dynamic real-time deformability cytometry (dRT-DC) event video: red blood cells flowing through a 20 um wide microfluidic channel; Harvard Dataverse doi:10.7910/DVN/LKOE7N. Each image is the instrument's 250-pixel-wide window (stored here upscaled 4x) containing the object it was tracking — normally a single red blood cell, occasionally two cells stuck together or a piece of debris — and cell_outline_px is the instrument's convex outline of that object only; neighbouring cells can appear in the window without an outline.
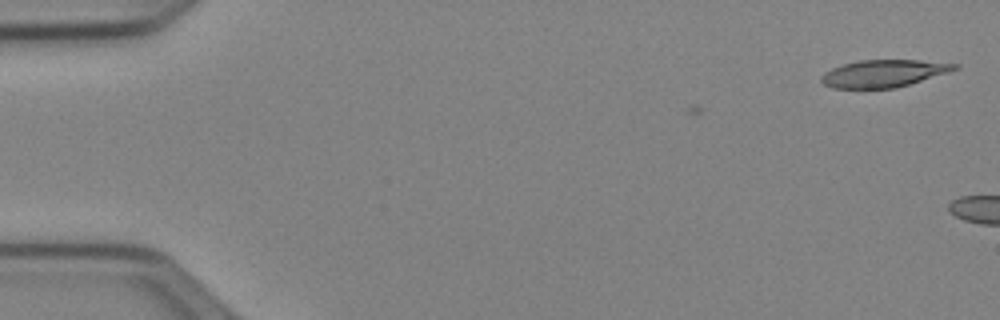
{"species": "Egyptian fruit bat (a non-hibernating species)", "species_latin": "Rousettus aegyptiacus", "temperature_condition": "cold", "stored_images_in_passage": 3, "camera_frame_rate_fps": 3000, "um_per_image_px": 0.085, "animal": {"sex": "female"}, "frame": {"image": 1, "passage_image": 1, "time_ms": 0.0, "image_size_px": [1000, 320], "cell_outline_px": [[960, 68], [896, 88], [832, 88], [824, 84], [820, 80], [820, 76], [824, 72], [840, 64], [860, 60], [920, 60], [960, 64]], "centroid_in_image_um": [75.07, 6.23], "position_along_channel_um": 9.9, "area_um2": 21.21}}